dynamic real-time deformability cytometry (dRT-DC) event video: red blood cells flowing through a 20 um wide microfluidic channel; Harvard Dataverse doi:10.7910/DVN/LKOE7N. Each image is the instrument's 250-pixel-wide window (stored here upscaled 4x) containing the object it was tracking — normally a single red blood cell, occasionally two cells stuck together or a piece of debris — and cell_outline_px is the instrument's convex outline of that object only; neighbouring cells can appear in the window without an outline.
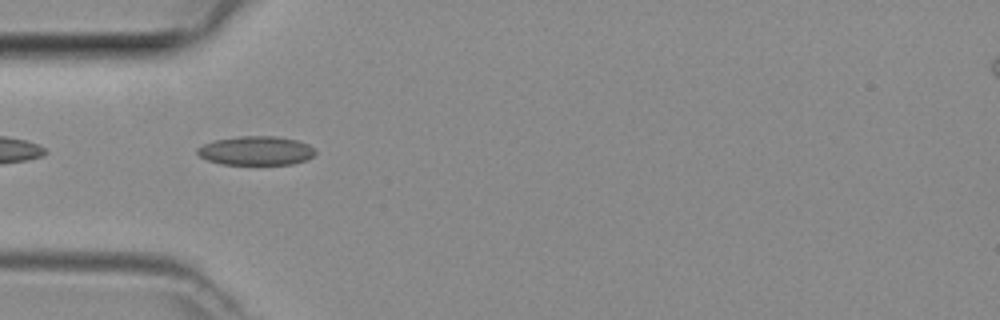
{"species": "common noctule bat (a hibernating species)", "species_latin": "Nyctalus noctula", "temperature_condition": "room temperature", "stored_images_in_passage": 5, "camera_frame_rate_fps": 3000, "um_per_image_px": 0.085, "animal": {"sex": "female", "body_mass_g": 29.2, "forearm_length_mm": 56.3}, "frame": {"image": 1, "passage_image": 5, "time_ms": 1.333, "image_size_px": [1000, 320], "cell_outline_px": [[316, 152], [308, 160], [292, 164], [220, 164], [208, 160], [200, 156], [196, 152], [196, 148], [204, 144], [216, 140], [240, 136], [276, 136], [296, 140], [308, 144], [316, 148]], "centroid_in_image_um": [21.79, 12.81], "position_along_channel_um": 63.2, "area_um2": 19.94}}